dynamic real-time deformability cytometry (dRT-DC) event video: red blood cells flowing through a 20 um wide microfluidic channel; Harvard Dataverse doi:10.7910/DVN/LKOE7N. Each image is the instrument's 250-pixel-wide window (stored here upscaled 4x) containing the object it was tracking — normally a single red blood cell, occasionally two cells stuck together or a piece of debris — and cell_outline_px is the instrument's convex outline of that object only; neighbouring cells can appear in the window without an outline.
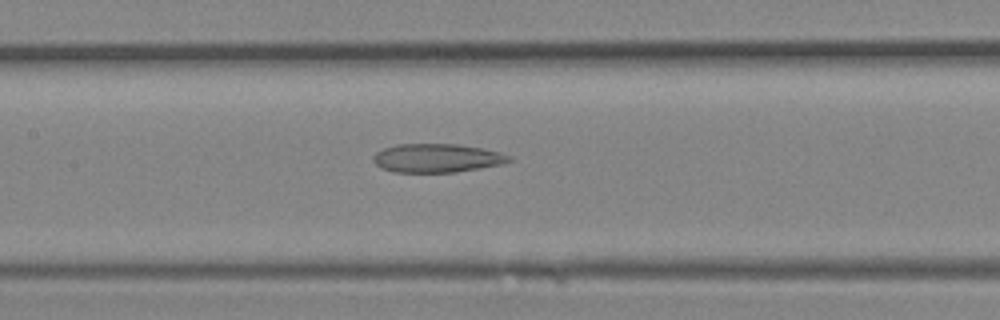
{"species": "Egyptian fruit bat (a non-hibernating species)", "species_latin": "Rousettus aegyptiacus", "temperature_condition": "room temperature", "stored_images_in_passage": 10, "camera_frame_rate_fps": 3000, "um_per_image_px": 0.085, "animal": {"sex": "female"}, "frame": {"image": 1, "passage_image": 5, "time_ms": 1.333, "image_size_px": [1000, 320], "cell_outline_px": [[512, 160], [500, 164], [480, 168], [456, 172], [392, 172], [380, 168], [372, 160], [372, 156], [376, 152], [384, 148], [396, 144], [456, 144], [484, 148], [500, 152], [512, 156]], "centroid_in_image_um": [37.12, 13.43], "position_along_channel_um": 170.3, "area_um2": 22.83}}
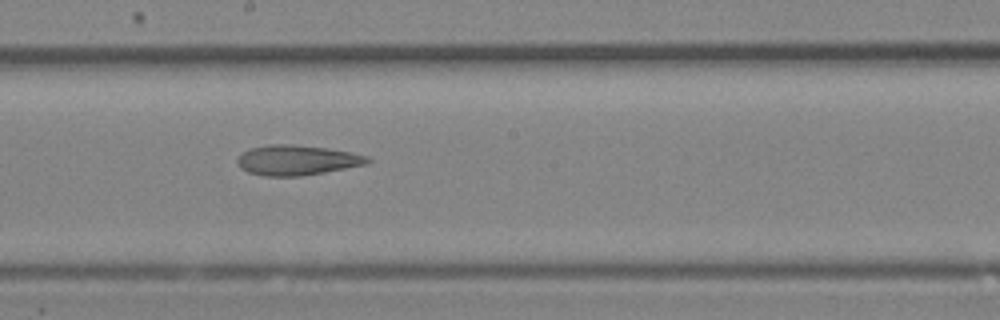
{"frame": {"image": 2, "passage_image": 7, "time_ms": 2.0, "image_size_px": [1000, 320], "cell_outline_px": [[372, 160], [368, 164], [324, 172], [300, 176], [264, 176], [248, 172], [240, 168], [236, 160], [244, 152], [252, 148], [268, 144], [292, 144], [328, 148], [352, 152], [368, 156]], "centroid_in_image_um": [25.27, 13.61], "position_along_channel_um": 222.9, "area_um2": 22.83}}
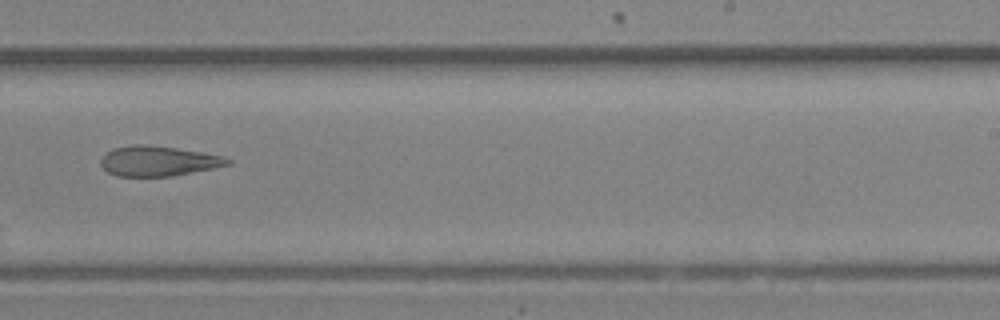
{"frame": {"image": 3, "passage_image": 9, "time_ms": 2.667, "image_size_px": [1000, 320], "cell_outline_px": [[232, 164], [172, 176], [116, 176], [108, 172], [100, 164], [100, 160], [108, 152], [116, 148], [136, 144], [144, 144], [176, 148], [200, 152], [220, 156], [232, 160]], "centroid_in_image_um": [13.44, 13.69], "position_along_channel_um": 275.6, "area_um2": 21.85}}